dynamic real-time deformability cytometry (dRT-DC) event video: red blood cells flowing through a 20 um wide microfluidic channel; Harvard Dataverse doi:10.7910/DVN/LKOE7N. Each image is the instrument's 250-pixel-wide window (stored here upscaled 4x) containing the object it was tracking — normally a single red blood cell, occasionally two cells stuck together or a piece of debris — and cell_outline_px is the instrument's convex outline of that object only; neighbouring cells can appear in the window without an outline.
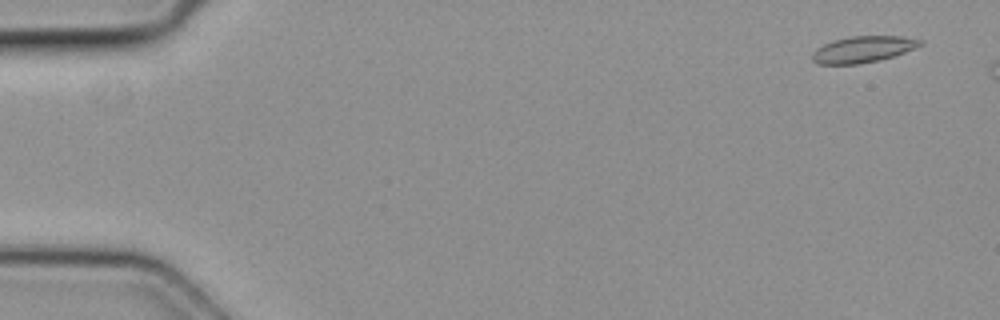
{"species": "common noctule bat (a hibernating species)", "species_latin": "Nyctalus noctula", "temperature_condition": "cold", "stored_images_in_passage": 7, "camera_frame_rate_fps": 3000, "um_per_image_px": 0.085, "animal": {"sex": "female", "body_mass_g": 19.3, "forearm_length_mm": 54.1}, "frame": {"image": 1, "passage_image": 1, "time_ms": 0.0, "image_size_px": [1000, 320], "cell_outline_px": [[924, 44], [916, 48], [880, 60], [860, 64], [816, 64], [812, 60], [812, 52], [816, 48], [832, 40], [852, 36], [904, 36], [924, 40]], "centroid_in_image_um": [73.36, 4.19], "position_along_channel_um": 11.6, "area_um2": 16.76}}
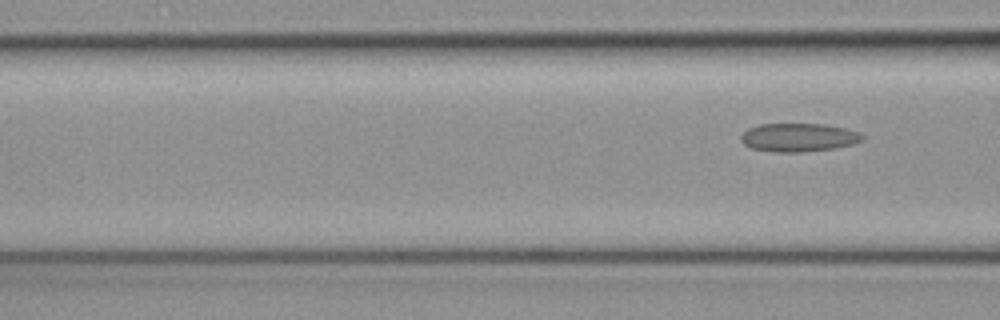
{"frame": {"image": 2, "passage_image": 7, "time_ms": 2.0, "image_size_px": [1000, 320], "cell_outline_px": [[864, 140], [852, 144], [832, 148], [800, 152], [780, 152], [752, 148], [744, 144], [740, 140], [740, 136], [748, 128], [760, 124], [824, 124], [844, 128], [860, 132], [864, 136]], "centroid_in_image_um": [67.88, 11.67], "position_along_channel_um": 98.7, "area_um2": 19.94}}